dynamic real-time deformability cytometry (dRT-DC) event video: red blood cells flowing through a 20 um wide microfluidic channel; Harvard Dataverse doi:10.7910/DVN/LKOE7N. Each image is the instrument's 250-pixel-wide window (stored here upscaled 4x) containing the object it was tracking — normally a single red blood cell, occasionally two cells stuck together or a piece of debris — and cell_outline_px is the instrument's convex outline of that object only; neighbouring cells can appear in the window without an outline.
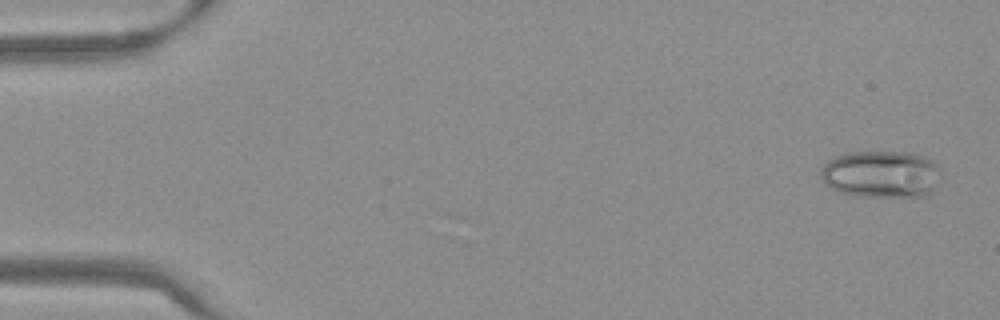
{"species": "Egyptian fruit bat (a non-hibernating species)", "species_latin": "Rousettus aegyptiacus", "temperature_condition": "warm", "stored_images_in_passage": 54, "camera_frame_rate_fps": 3000, "um_per_image_px": 0.085, "frame": {"image": 1, "passage_image": 3, "time_ms": 0.667, "image_size_px": [1000, 320], "cell_outline_px": [[940, 172], [928, 196], [852, 196], [836, 192], [828, 188], [820, 176], [820, 168], [828, 160], [844, 152], [912, 152], [924, 156], [932, 160], [940, 168]], "centroid_in_image_um": [74.83, 14.8], "position_along_channel_um": 10.2, "area_um2": 33.35}}
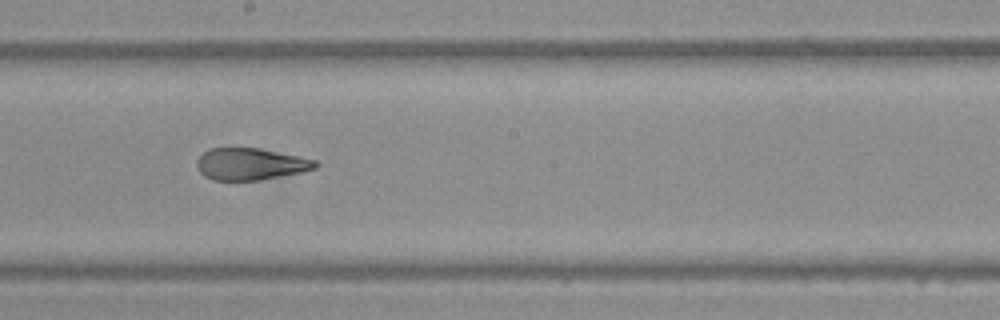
{"frame": {"image": 2, "passage_image": 31, "time_ms": 10.0, "image_size_px": [1000, 320], "cell_outline_px": [[320, 164], [316, 168], [300, 172], [260, 180], [212, 180], [204, 176], [200, 172], [196, 164], [196, 160], [208, 148], [256, 148], [300, 156], [316, 160]], "centroid_in_image_um": [21.29, 13.94], "position_along_channel_um": 226.9, "area_um2": 21.96}}
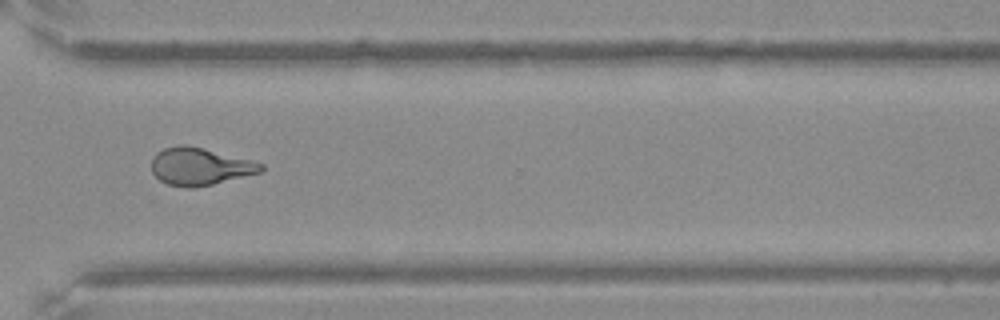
{"frame": {"image": 3, "passage_image": 41, "time_ms": 13.333, "image_size_px": [1000, 320], "cell_outline_px": [[264, 168], [260, 172], [212, 184], [192, 188], [184, 188], [168, 184], [160, 180], [152, 172], [152, 156], [156, 152], [164, 148], [180, 144], [184, 144], [264, 164]], "centroid_in_image_um": [16.92, 14.16], "position_along_channel_um": 353.7, "area_um2": 23.41}, "authors_computed_cell_mechanics": {"area_um2": 24.1604, "velocity_mm_per_s": 3.8051, "shape_relaxation_time_tau1_ms": null, "shape_relaxation_time_tau2_ms": 1.6563, "deformation_change_tau1": null, "deformation_change_tau2": 0.0975}}